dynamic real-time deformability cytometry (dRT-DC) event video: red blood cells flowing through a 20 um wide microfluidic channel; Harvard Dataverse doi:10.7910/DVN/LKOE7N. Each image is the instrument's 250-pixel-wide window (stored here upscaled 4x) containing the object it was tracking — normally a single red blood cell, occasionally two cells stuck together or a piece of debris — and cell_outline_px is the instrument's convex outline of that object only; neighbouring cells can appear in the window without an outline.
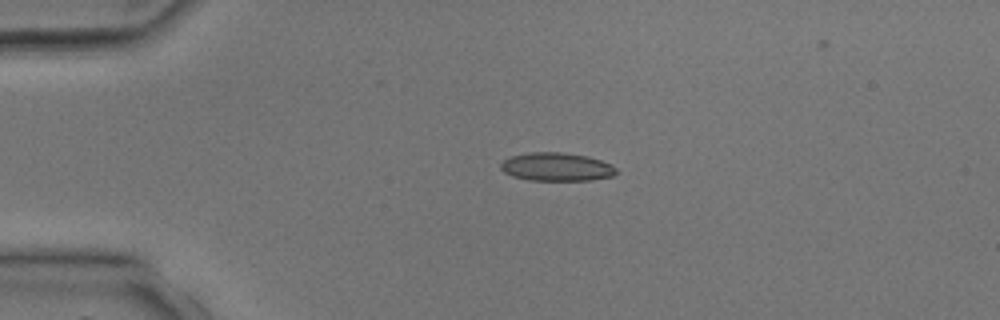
{"species": "common noctule bat (a hibernating species)", "species_latin": "Nyctalus noctula", "temperature_condition": "room temperature", "stored_images_in_passage": 3, "camera_frame_rate_fps": 3000, "um_per_image_px": 0.085, "animal": {"sex": "male", "body_mass_g": 17.9, "forearm_length_mm": 54.2}, "frame": {"image": 1, "passage_image": 2, "time_ms": 1.333, "image_size_px": [1000, 320], "cell_outline_px": [[616, 172], [612, 176], [592, 180], [528, 180], [512, 176], [504, 172], [500, 168], [500, 164], [508, 156], [528, 152], [564, 152], [588, 156], [612, 164], [616, 168]], "centroid_in_image_um": [47.28, 14.17], "position_along_channel_um": 37.7, "area_um2": 19.25}}
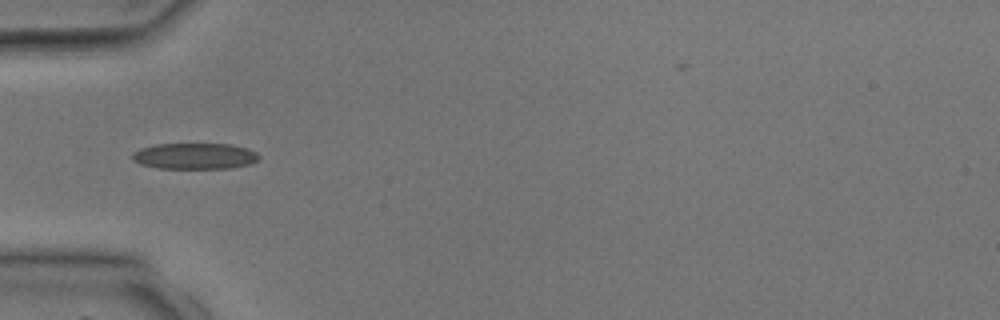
{"frame": {"image": 2, "passage_image": 3, "time_ms": 2.667, "image_size_px": [1000, 320], "cell_outline_px": [[260, 156], [252, 164], [232, 168], [160, 168], [140, 164], [132, 160], [132, 152], [140, 148], [156, 144], [232, 144], [248, 148], [256, 152]], "centroid_in_image_um": [16.56, 13.26], "position_along_channel_um": 68.4, "area_um2": 19.36}}